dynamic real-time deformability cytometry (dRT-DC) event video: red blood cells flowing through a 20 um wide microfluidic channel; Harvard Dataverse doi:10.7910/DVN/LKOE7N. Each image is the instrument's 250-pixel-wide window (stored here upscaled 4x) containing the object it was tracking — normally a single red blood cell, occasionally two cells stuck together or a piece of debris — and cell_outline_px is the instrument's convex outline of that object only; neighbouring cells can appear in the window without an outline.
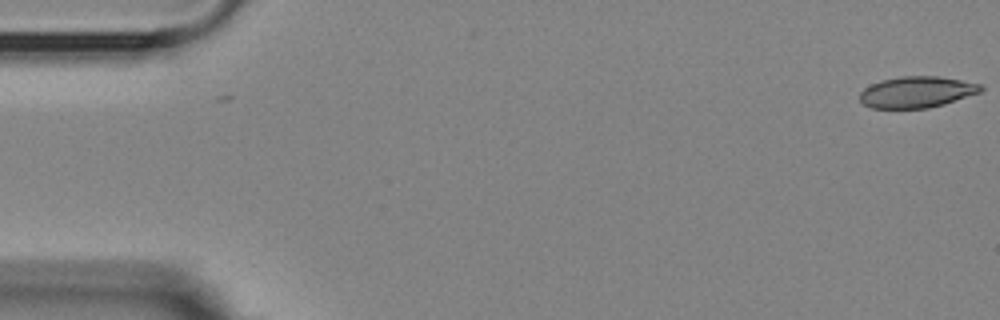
{"species": "Egyptian fruit bat (a non-hibernating species)", "species_latin": "Rousettus aegyptiacus", "temperature_condition": "room temperature", "stored_images_in_passage": 2, "camera_frame_rate_fps": 3000, "um_per_image_px": 0.085, "animal": {"sex": "female"}, "frame": {"image": 1, "passage_image": 2, "time_ms": 0.333, "image_size_px": [1000, 320], "cell_outline_px": [[984, 88], [980, 92], [944, 104], [928, 108], [872, 108], [864, 104], [860, 100], [860, 92], [864, 88], [880, 80], [900, 76], [940, 76], [980, 84]], "centroid_in_image_um": [77.91, 7.82], "position_along_channel_um": 7.1, "area_um2": 21.96}}